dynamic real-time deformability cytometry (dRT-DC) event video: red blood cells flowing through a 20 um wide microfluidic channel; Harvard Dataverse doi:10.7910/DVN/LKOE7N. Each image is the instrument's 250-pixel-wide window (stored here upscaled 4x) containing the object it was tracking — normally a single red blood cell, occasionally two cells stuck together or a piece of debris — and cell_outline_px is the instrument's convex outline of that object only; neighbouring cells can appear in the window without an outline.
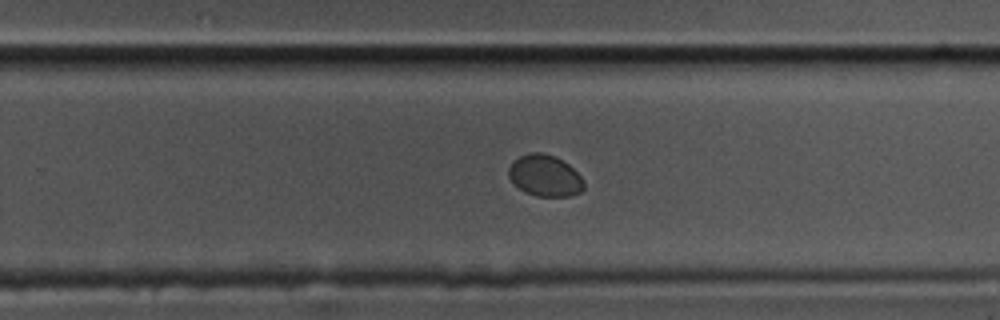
{"species": "common noctule bat (a hibernating species)", "species_latin": "Nyctalus noctula", "temperature_condition": "cold", "stored_images_in_passage": 47, "segment_of_instrument_passage": [1, 2], "camera_frame_rate_fps": 3000, "um_per_image_px": 0.085, "animal": {"sex": "male", "body_mass_g": 17.5, "forearm_length_mm": 52.3}, "frame": {"image": 1, "passage_image": 25, "time_ms": 8.0, "image_size_px": [1000, 320], "cell_outline_px": [[584, 188], [580, 192], [572, 196], [536, 196], [524, 192], [512, 184], [508, 176], [508, 168], [512, 160], [528, 152], [540, 152], [556, 156], [568, 164], [584, 180]], "centroid_in_image_um": [46.28, 14.93], "position_along_channel_um": 283.5, "area_um2": 18.5}}
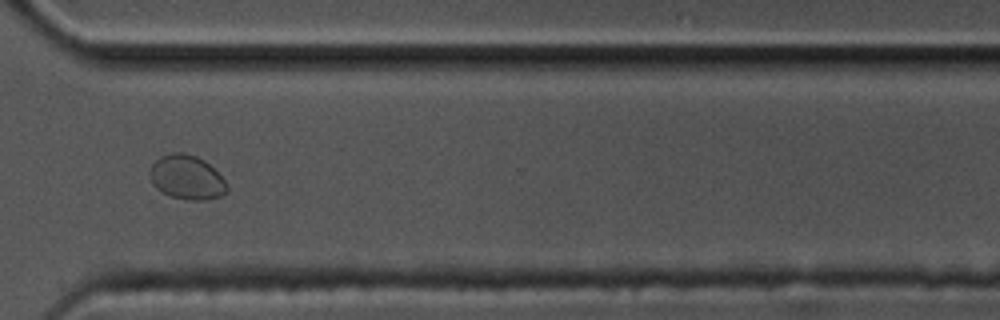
{"frame": {"image": 2, "passage_image": 31, "time_ms": 10.0, "image_size_px": [1000, 320], "cell_outline_px": [[228, 192], [224, 196], [208, 200], [188, 200], [172, 196], [156, 188], [152, 184], [148, 172], [152, 164], [160, 156], [172, 152], [184, 152], [196, 156], [204, 160], [224, 180], [228, 188]], "centroid_in_image_um": [15.87, 15.08], "position_along_channel_um": 354.7, "area_um2": 20.0}}
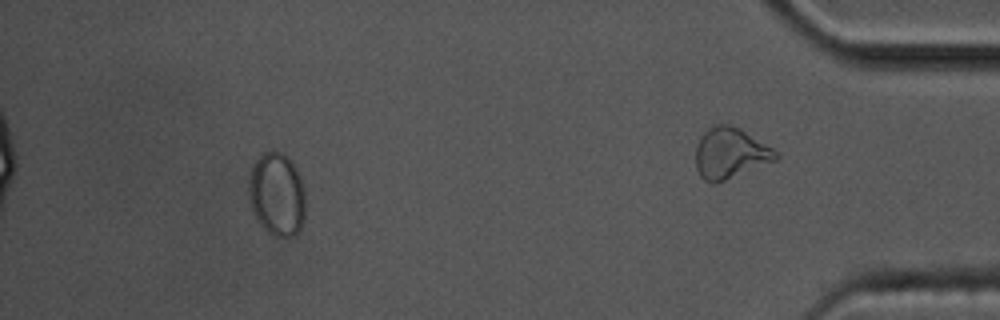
{"frame": {"image": 3, "passage_image": 41, "time_ms": 13.333, "image_size_px": [1000, 320], "cell_outline_px": [[304, 220], [300, 228], [292, 236], [276, 236], [268, 232], [256, 220], [252, 212], [248, 196], [248, 180], [252, 164], [264, 152], [272, 148], [280, 152], [292, 160], [300, 176], [304, 188]], "centroid_in_image_um": [23.51, 16.48], "position_along_channel_um": 411.7, "area_um2": 27.92}}